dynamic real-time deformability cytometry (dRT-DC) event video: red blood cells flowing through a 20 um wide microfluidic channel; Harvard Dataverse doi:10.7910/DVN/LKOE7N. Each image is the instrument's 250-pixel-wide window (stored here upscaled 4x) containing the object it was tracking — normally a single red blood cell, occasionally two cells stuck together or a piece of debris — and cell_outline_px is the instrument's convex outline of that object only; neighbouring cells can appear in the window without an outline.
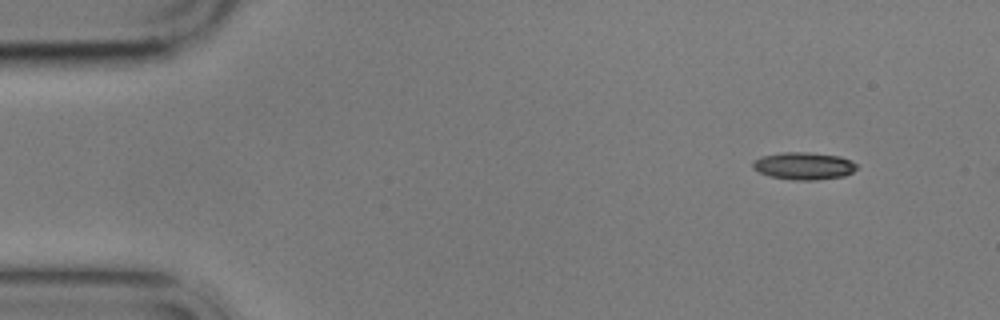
{"species": "common noctule bat (a hibernating species)", "species_latin": "Nyctalus noctula", "temperature_condition": "cold", "stored_images_in_passage": 4, "camera_frame_rate_fps": 3000, "um_per_image_px": 0.085, "animal": {"sex": "male", "body_mass_g": 17.9}, "frame": {"image": 1, "passage_image": 1, "time_ms": 0.0, "image_size_px": [1000, 320], "cell_outline_px": [[856, 168], [852, 172], [844, 176], [816, 180], [792, 180], [768, 176], [752, 168], [752, 160], [760, 156], [784, 152], [808, 152], [840, 156], [852, 160], [856, 164]], "centroid_in_image_um": [68.29, 14.1], "position_along_channel_um": 16.7, "area_um2": 16.76}}
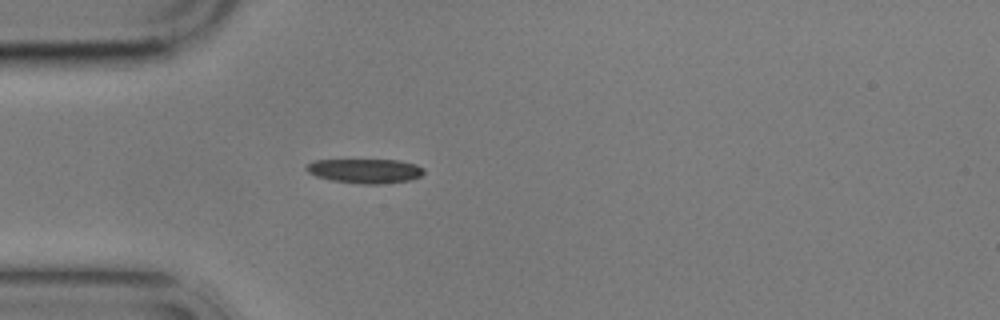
{"frame": {"image": 2, "passage_image": 4, "time_ms": 3.667, "image_size_px": [1000, 320], "cell_outline_px": [[424, 172], [420, 176], [408, 180], [380, 184], [360, 184], [332, 180], [316, 176], [308, 172], [304, 168], [304, 164], [312, 160], [400, 160], [416, 164], [424, 168]], "centroid_in_image_um": [30.99, 14.52], "position_along_channel_um": 54.0, "area_um2": 16.82}}